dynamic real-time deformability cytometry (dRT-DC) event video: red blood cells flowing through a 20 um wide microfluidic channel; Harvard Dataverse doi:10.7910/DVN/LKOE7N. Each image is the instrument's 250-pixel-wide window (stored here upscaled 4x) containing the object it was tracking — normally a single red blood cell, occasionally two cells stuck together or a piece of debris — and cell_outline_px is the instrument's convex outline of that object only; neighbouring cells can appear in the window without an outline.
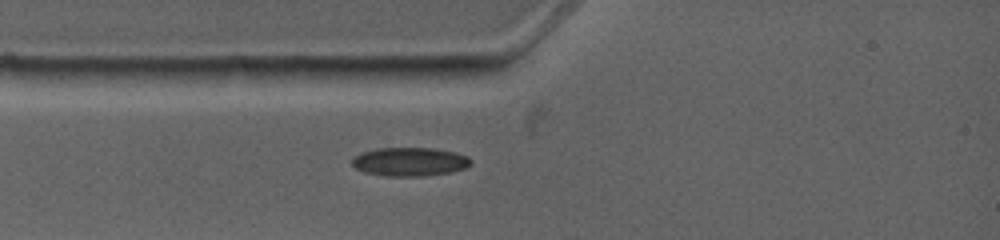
{"species": "common noctule bat (a hibernating species)", "species_latin": "Nyctalus noctula", "temperature_condition": "warm", "stored_images_in_passage": 1, "camera_frame_rate_fps": 4500, "um_per_image_px": 0.085, "animal": {"sex": "female", "body_mass_g": 19.0, "forearm_length_mm": 53.3}, "frame": {"image": 1, "passage_image": 1, "time_ms": 0.0, "image_size_px": [1000, 240], "cell_outline_px": [[472, 164], [464, 168], [448, 172], [420, 176], [384, 176], [364, 172], [356, 168], [352, 164], [352, 160], [360, 152], [376, 148], [432, 148], [456, 152], [468, 156], [472, 160]], "centroid_in_image_um": [34.82, 13.74], "position_along_channel_um": 50.2, "area_um2": 19.83}}